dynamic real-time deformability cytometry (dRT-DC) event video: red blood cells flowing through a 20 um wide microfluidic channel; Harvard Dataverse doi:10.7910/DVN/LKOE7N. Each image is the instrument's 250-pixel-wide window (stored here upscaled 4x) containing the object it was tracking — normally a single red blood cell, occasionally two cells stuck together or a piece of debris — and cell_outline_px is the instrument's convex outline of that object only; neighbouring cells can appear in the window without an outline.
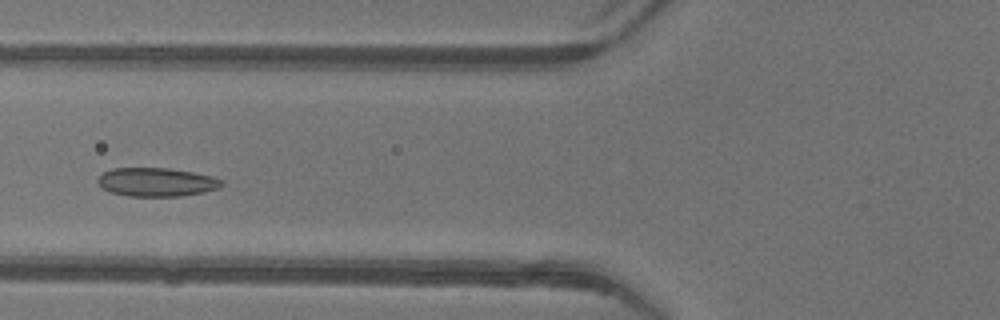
{"species": "common noctule bat (a hibernating species)", "species_latin": "Nyctalus noctula", "temperature_condition": "warm", "stored_images_in_passage": 26, "camera_frame_rate_fps": 3000, "um_per_image_px": 0.085, "animal": {"sex": "female"}, "frame": {"image": 1, "passage_image": 6, "time_ms": 1.667, "image_size_px": [1000, 320], "cell_outline_px": [[224, 184], [220, 188], [204, 192], [180, 196], [128, 196], [112, 192], [104, 188], [96, 180], [104, 172], [112, 168], [168, 168], [192, 172], [212, 176], [220, 180]], "centroid_in_image_um": [13.33, 15.47], "position_along_channel_um": 112.5, "area_um2": 20.52}}
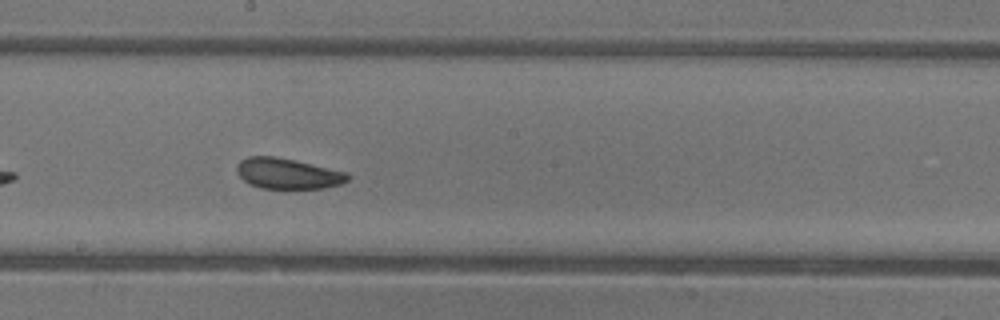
{"frame": {"image": 2, "passage_image": 14, "time_ms": 4.333, "image_size_px": [1000, 320], "cell_outline_px": [[348, 180], [340, 184], [324, 188], [260, 188], [248, 184], [236, 172], [236, 168], [240, 160], [248, 156], [276, 156], [296, 160], [348, 172]], "centroid_in_image_um": [24.44, 14.74], "position_along_channel_um": 223.8, "area_um2": 19.88}}
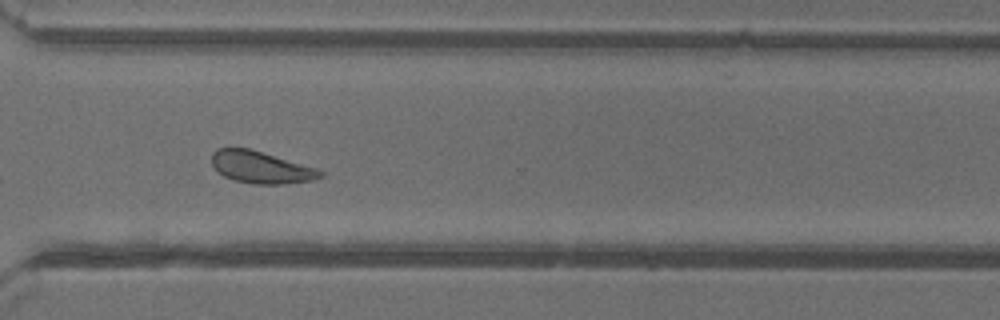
{"frame": {"image": 3, "passage_image": 23, "time_ms": 7.333, "image_size_px": [1000, 320], "cell_outline_px": [[324, 176], [312, 180], [284, 184], [252, 184], [232, 180], [224, 176], [212, 164], [212, 152], [216, 148], [248, 148], [316, 168], [324, 172]], "centroid_in_image_um": [22.17, 14.23], "position_along_channel_um": 348.4, "area_um2": 20.11}, "authors_computed_cell_mechanics": {"area_um2": 20.2011, "velocity_mm_per_s": 4.1611, "shape_relaxation_time_tau1_ms": 3.3576, "shape_relaxation_time_tau2_ms": 2.3411, "deformation_change_tau1": 0.0716, "deformation_change_tau2": 0.0823}}